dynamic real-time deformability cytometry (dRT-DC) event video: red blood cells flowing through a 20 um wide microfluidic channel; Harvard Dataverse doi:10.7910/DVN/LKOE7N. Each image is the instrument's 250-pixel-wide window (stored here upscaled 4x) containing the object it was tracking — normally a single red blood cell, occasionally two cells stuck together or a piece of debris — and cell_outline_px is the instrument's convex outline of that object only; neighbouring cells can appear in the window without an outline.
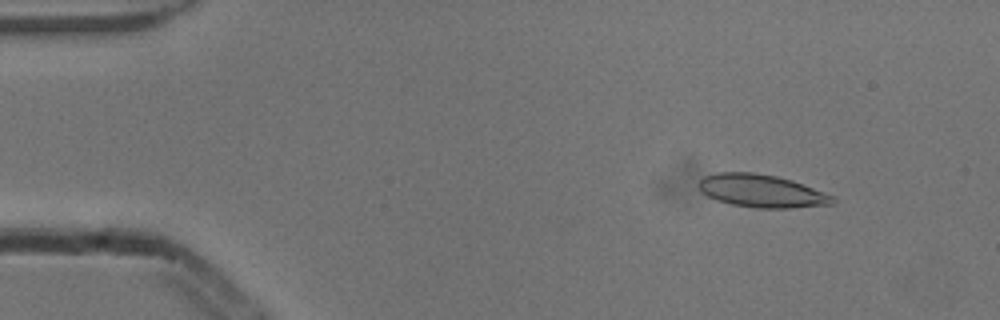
{"species": "common noctule bat (a hibernating species)", "species_latin": "Nyctalus noctula", "temperature_condition": "cold", "stored_images_in_passage": 53, "camera_frame_rate_fps": 3000, "um_per_image_px": 0.085, "animal": {"sex": "male", "body_mass_g": 13.3}, "frame": {"image": 1, "passage_image": 6, "time_ms": 1.667, "image_size_px": [1000, 320], "cell_outline_px": [[836, 200], [832, 204], [792, 208], [756, 208], [732, 204], [716, 200], [708, 196], [700, 188], [700, 180], [704, 176], [716, 172], [756, 172], [776, 176], [792, 180], [836, 196]], "centroid_in_image_um": [64.78, 16.23], "position_along_channel_um": 20.2, "area_um2": 25.66}}
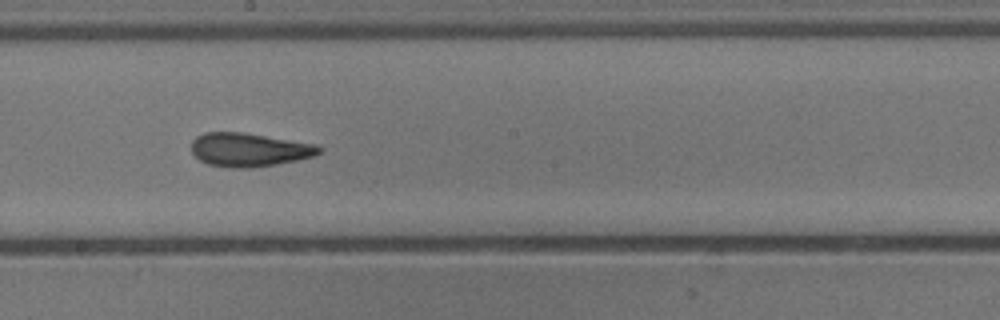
{"frame": {"image": 2, "passage_image": 29, "time_ms": 9.333, "image_size_px": [1000, 320], "cell_outline_px": [[324, 148], [316, 156], [276, 164], [248, 168], [232, 168], [208, 164], [200, 160], [192, 152], [192, 140], [196, 136], [204, 132], [244, 132], [316, 144]], "centroid_in_image_um": [21.19, 12.72], "position_along_channel_um": 227.0, "area_um2": 25.09}}
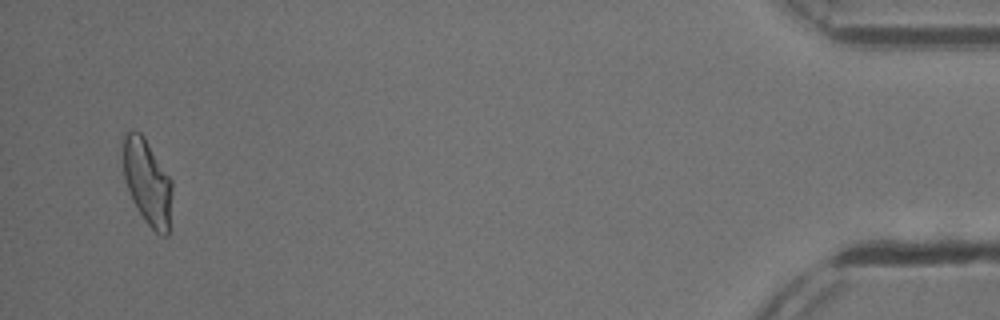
{"frame": {"image": 3, "passage_image": 51, "time_ms": 16.667, "image_size_px": [1000, 320], "cell_outline_px": [[172, 188], [168, 236], [160, 236], [144, 220], [136, 208], [132, 200], [124, 180], [120, 140], [132, 128], [140, 132], [144, 136], [172, 180]], "centroid_in_image_um": [12.48, 15.42], "position_along_channel_um": 422.7, "area_um2": 25.03}, "authors_computed_cell_mechanics": {"area_um2": 24.5072, "velocity_mm_per_s": 3.8426, "shape_relaxation_time_tau1_ms": 10.4797, "shape_relaxation_time_tau2_ms": 3.2028, "deformation_change_tau1": 0.2526, "deformation_change_tau2": 0.1162}}